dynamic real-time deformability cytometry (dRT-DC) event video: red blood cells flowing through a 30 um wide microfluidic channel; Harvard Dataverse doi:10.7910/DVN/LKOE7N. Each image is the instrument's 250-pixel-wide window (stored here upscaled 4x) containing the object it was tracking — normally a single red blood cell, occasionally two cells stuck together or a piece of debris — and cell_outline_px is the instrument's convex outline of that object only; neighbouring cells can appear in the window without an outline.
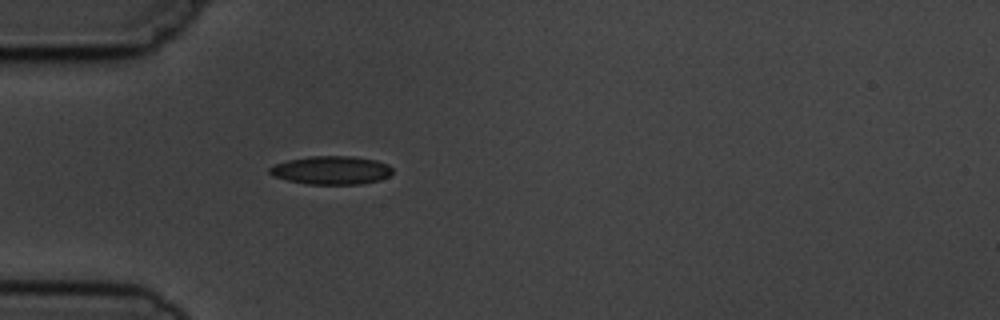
{"species": "common noctule bat (a hibernating species)", "species_latin": "Nyctalus noctula", "temperature_condition": "cold", "stored_images_in_passage": 1, "camera_frame_rate_fps": 3000, "um_per_image_px": 0.085, "animal": {"sex": "male", "body_mass_g": 19.5, "forearm_length_mm": 54.6}, "frame": {"image": 1, "passage_image": 1, "time_ms": 0.0, "image_size_px": [1000, 320], "cell_outline_px": [[392, 172], [388, 176], [380, 180], [360, 184], [304, 184], [272, 176], [268, 172], [268, 168], [276, 164], [288, 160], [308, 156], [352, 156], [376, 160], [388, 164], [392, 168]], "centroid_in_image_um": [28.15, 14.47], "position_along_channel_um": 56.9, "area_um2": 20.4}}